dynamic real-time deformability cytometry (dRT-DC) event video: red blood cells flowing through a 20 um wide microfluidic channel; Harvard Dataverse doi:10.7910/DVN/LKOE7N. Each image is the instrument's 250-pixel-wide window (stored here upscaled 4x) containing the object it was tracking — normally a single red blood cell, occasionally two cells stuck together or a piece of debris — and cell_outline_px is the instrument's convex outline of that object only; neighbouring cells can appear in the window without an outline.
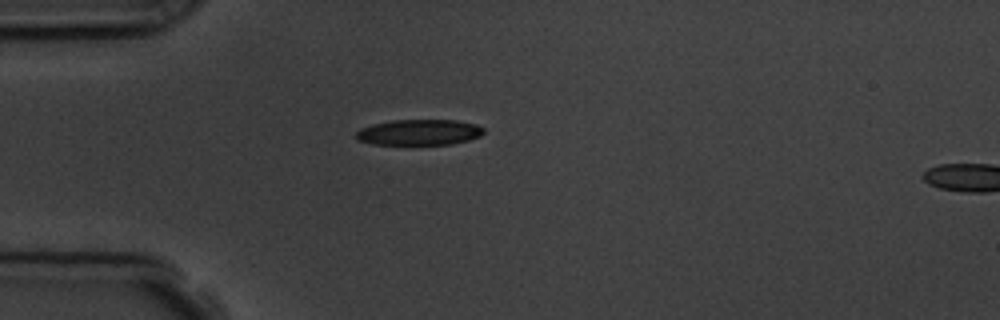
{"species": "common noctule bat (a hibernating species)", "species_latin": "Nyctalus noctula", "temperature_condition": "room temperature", "stored_images_in_passage": 2, "camera_frame_rate_fps": 3000, "um_per_image_px": 0.085, "animal": {"sex": "male", "body_mass_g": 19.5, "forearm_length_mm": 54.6}, "frame": {"image": 1, "passage_image": 1, "time_ms": 0.0, "image_size_px": [1000, 320], "cell_outline_px": [[484, 132], [480, 136], [468, 140], [452, 144], [372, 144], [356, 140], [356, 132], [360, 128], [372, 124], [392, 120], [456, 120], [476, 124], [484, 128]], "centroid_in_image_um": [35.61, 11.24], "position_along_channel_um": 49.4, "area_um2": 19.19}}